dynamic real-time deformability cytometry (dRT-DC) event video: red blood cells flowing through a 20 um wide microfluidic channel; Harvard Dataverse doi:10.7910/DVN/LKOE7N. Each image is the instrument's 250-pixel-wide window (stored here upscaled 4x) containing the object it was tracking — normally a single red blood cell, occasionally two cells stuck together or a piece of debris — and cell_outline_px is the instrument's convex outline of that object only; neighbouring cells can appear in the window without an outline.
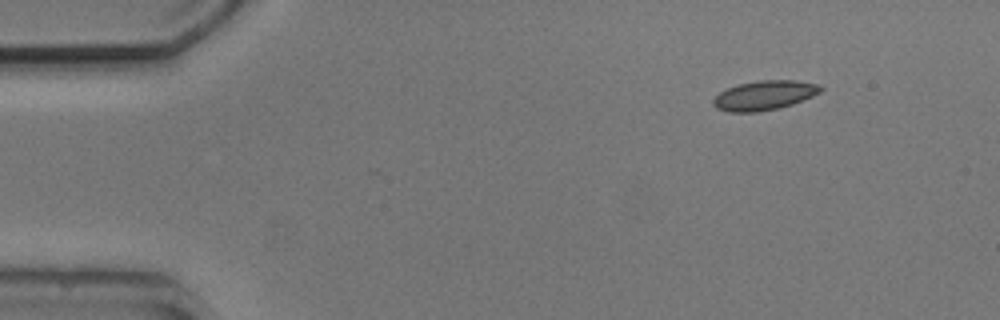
{"species": "common noctule bat (a hibernating species)", "species_latin": "Nyctalus noctula", "temperature_condition": "cold", "stored_images_in_passage": 2, "segment_of_instrument_passage": [2, 2], "camera_frame_rate_fps": 3000, "um_per_image_px": 0.085, "animal": {"sex": "male", "body_mass_g": 20.5, "forearm_length_mm": 52.5}, "frame": {"image": 1, "passage_image": 2, "time_ms": 5.0, "image_size_px": [1000, 320], "cell_outline_px": [[824, 88], [820, 92], [812, 96], [792, 104], [780, 108], [756, 112], [728, 112], [716, 108], [712, 104], [712, 100], [720, 92], [728, 88], [740, 84], [760, 80], [796, 80], [820, 84]], "centroid_in_image_um": [64.98, 8.1], "position_along_channel_um": 20.0, "area_um2": 18.44}}